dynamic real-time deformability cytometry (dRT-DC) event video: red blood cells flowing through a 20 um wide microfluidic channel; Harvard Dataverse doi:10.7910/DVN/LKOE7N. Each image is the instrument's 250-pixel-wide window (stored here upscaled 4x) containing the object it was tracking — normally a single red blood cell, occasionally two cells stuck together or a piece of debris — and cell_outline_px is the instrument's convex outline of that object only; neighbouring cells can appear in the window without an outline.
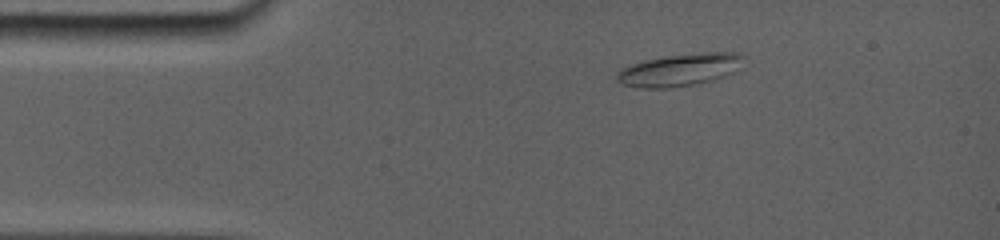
{"species": "common noctule bat (a hibernating species)", "species_latin": "Nyctalus noctula", "temperature_condition": "room temperature", "stored_images_in_passage": 37, "camera_frame_rate_fps": 5000, "um_per_image_px": 0.085, "animal": {"sex": "female", "body_mass_g": 19.0, "forearm_length_mm": 56.7}, "frame": {"image": 1, "passage_image": 1, "time_ms": 0.0, "image_size_px": [1000, 240], "cell_outline_px": [[744, 56], [740, 68], [736, 72], [712, 80], [696, 84], [672, 88], [636, 88], [620, 84], [616, 80], [616, 72], [628, 64], [644, 60], [668, 56], [708, 52], [736, 52]], "centroid_in_image_um": [57.74, 5.95], "position_along_channel_um": 27.3, "area_um2": 24.22}}
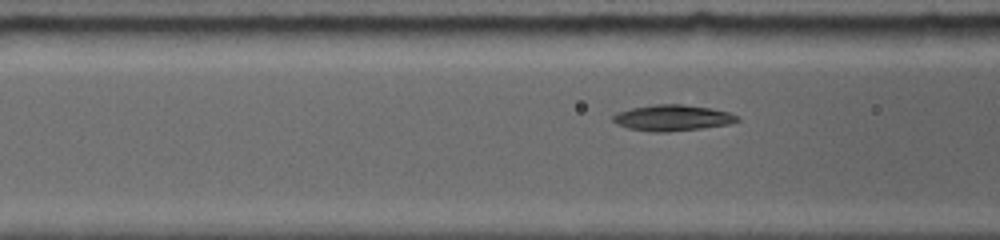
{"frame": {"image": 2, "passage_image": 17, "time_ms": 3.4, "image_size_px": [1000, 240], "cell_outline_px": [[740, 120], [728, 124], [700, 128], [632, 128], [620, 124], [612, 120], [612, 116], [616, 112], [632, 108], [656, 104], [684, 104], [712, 108], [728, 112], [736, 116]], "centroid_in_image_um": [57.21, 9.93], "position_along_channel_um": 109.4, "area_um2": 17.34}}
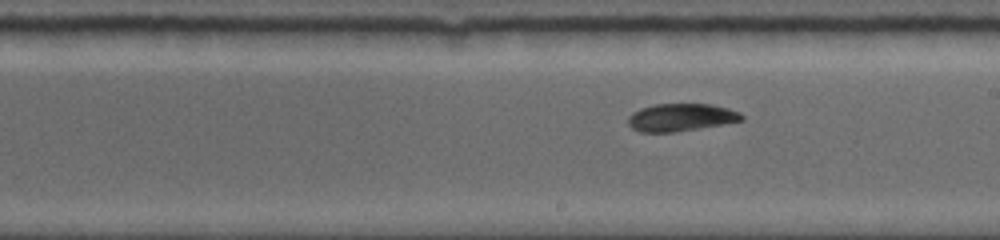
{"frame": {"image": 3, "passage_image": 32, "time_ms": 6.6, "image_size_px": [1000, 240], "cell_outline_px": [[744, 120], [724, 124], [676, 132], [640, 132], [632, 128], [628, 124], [628, 116], [632, 112], [640, 108], [656, 104], [712, 104], [728, 108], [740, 112], [744, 116]], "centroid_in_image_um": [57.89, 9.98], "position_along_channel_um": 231.1, "area_um2": 18.44}}